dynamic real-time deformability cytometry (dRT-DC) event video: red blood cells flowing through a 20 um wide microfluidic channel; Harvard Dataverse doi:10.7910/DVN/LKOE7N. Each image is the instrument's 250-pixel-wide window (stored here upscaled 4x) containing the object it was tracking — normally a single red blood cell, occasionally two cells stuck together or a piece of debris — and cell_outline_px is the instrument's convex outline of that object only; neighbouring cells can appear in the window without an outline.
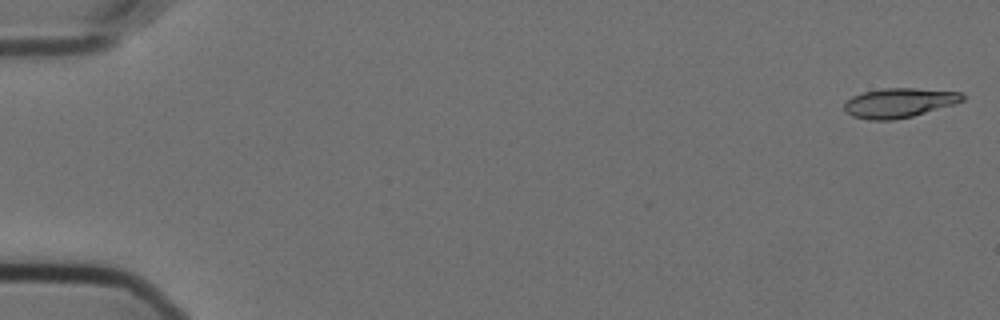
{"species": "Egyptian fruit bat (a non-hibernating species)", "species_latin": "Rousettus aegyptiacus", "temperature_condition": "cold", "stored_images_in_passage": 53, "camera_frame_rate_fps": 3000, "um_per_image_px": 0.085, "animal": {"sex": "female"}, "frame": {"image": 1, "passage_image": 1, "time_ms": 0.0, "image_size_px": [1000, 320], "cell_outline_px": [[964, 100], [956, 104], [912, 116], [892, 120], [868, 120], [852, 116], [844, 108], [844, 104], [852, 96], [864, 92], [884, 88], [916, 88], [964, 92]], "centroid_in_image_um": [76.47, 8.73], "position_along_channel_um": 8.5, "area_um2": 20.35}}
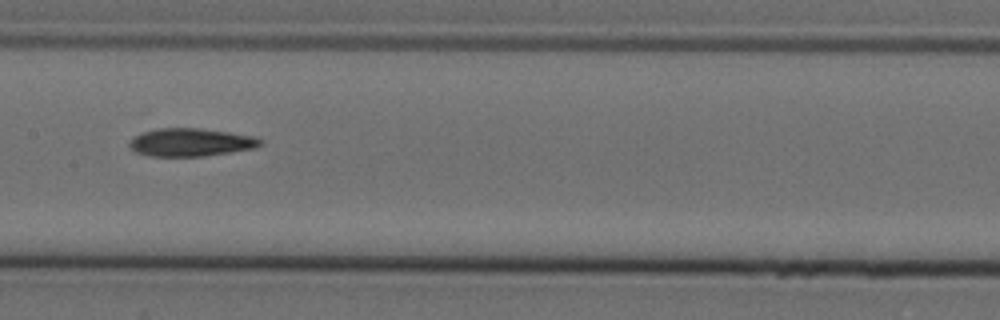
{"frame": {"image": 2, "passage_image": 29, "time_ms": 9.333, "image_size_px": [1000, 320], "cell_outline_px": [[264, 144], [256, 148], [204, 156], [148, 156], [136, 152], [128, 144], [132, 136], [140, 132], [156, 128], [200, 128], [228, 132], [252, 136], [264, 140]], "centroid_in_image_um": [16.2, 12.09], "position_along_channel_um": 191.2, "area_um2": 21.56}}
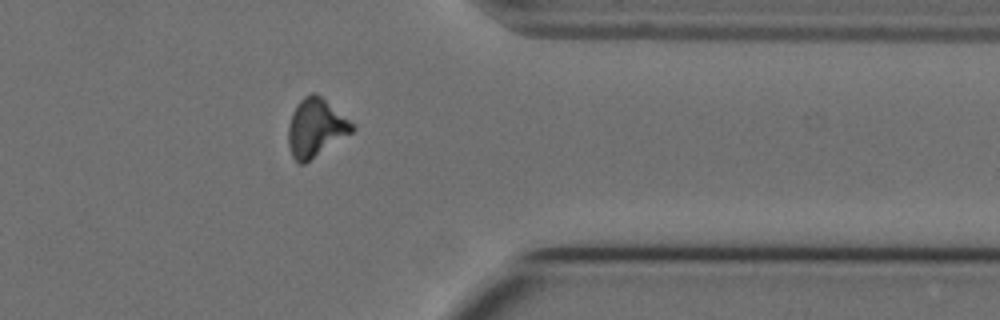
{"frame": {"image": 3, "passage_image": 46, "time_ms": 15.0, "image_size_px": [1000, 320], "cell_outline_px": [[356, 128], [352, 132], [304, 164], [300, 164], [292, 156], [288, 144], [288, 124], [292, 112], [296, 104], [304, 96], [312, 92], [316, 92], [348, 120]], "centroid_in_image_um": [26.79, 10.85], "position_along_channel_um": 384.6, "area_um2": 21.33}}